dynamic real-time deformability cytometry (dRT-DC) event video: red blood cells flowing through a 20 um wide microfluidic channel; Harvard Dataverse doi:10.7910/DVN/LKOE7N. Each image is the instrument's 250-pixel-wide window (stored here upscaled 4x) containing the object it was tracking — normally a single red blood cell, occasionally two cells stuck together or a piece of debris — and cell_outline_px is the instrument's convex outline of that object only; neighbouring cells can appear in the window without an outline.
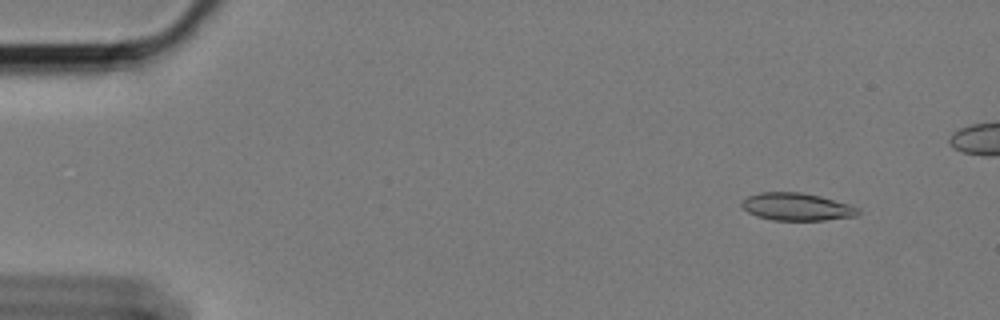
{"species": "Egyptian fruit bat (a non-hibernating species)", "species_latin": "Rousettus aegyptiacus", "temperature_condition": "cold", "stored_images_in_passage": 54, "camera_frame_rate_fps": 3000, "um_per_image_px": 0.085, "animal": {"sex": "female"}, "frame": {"image": 1, "passage_image": 5, "time_ms": 1.333, "image_size_px": [1000, 320], "cell_outline_px": [[860, 212], [856, 216], [824, 220], [772, 220], [756, 216], [748, 212], [740, 204], [748, 196], [760, 192], [800, 192], [820, 196], [848, 204], [860, 208]], "centroid_in_image_um": [67.73, 17.58], "position_along_channel_um": 17.3, "area_um2": 18.61}}
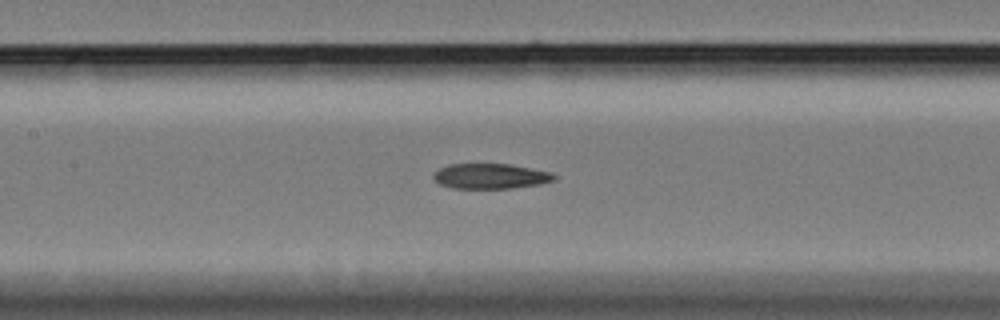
{"frame": {"image": 2, "passage_image": 27, "time_ms": 8.667, "image_size_px": [1000, 320], "cell_outline_px": [[556, 180], [540, 184], [512, 188], [452, 188], [440, 184], [432, 176], [440, 168], [448, 164], [508, 164], [552, 172], [556, 176]], "centroid_in_image_um": [41.72, 14.97], "position_along_channel_um": 165.7, "area_um2": 17.63}}
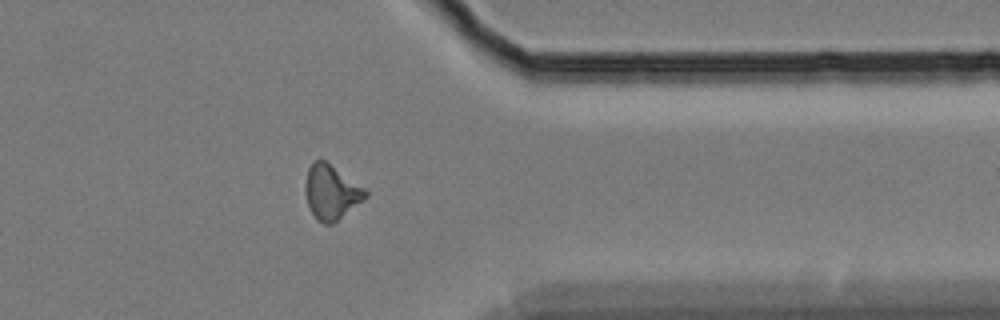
{"frame": {"image": 3, "passage_image": 47, "time_ms": 15.333, "image_size_px": [1000, 320], "cell_outline_px": [[368, 196], [332, 224], [324, 224], [316, 220], [308, 204], [304, 192], [304, 184], [308, 168], [312, 160], [324, 160], [364, 188], [368, 192]], "centroid_in_image_um": [28.11, 16.33], "position_along_channel_um": 383.3, "area_um2": 18.9}}